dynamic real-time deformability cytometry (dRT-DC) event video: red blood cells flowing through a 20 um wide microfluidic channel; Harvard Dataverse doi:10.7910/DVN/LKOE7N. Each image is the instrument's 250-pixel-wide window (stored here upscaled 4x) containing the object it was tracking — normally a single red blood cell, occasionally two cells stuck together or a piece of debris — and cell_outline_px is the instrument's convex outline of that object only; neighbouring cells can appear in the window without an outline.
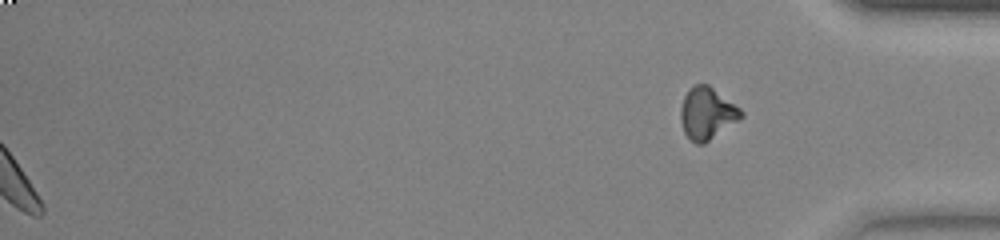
{"species": "common noctule bat (a hibernating species)", "species_latin": "Nyctalus noctula", "temperature_condition": "warm", "stored_images_in_passage": 43, "segment_of_instrument_passage": [2, 2], "camera_frame_rate_fps": 3000, "um_per_image_px": 0.085, "animal": {"sex": "female", "body_mass_g": 23.0, "forearm_length_mm": 53.4}, "frame": {"image": 1, "passage_image": 43, "time_ms": 14.0, "image_size_px": [1000, 240], "cell_outline_px": [[744, 116], [704, 144], [696, 144], [684, 132], [680, 120], [680, 108], [684, 96], [688, 88], [696, 84], [708, 84], [740, 108], [744, 112]], "centroid_in_image_um": [60.08, 9.62], "position_along_channel_um": 375.1, "area_um2": 18.26}}